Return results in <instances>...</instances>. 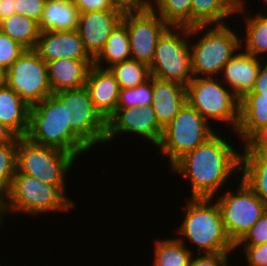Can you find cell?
<instances>
[{
    "instance_id": "cell-1",
    "label": "cell",
    "mask_w": 267,
    "mask_h": 266,
    "mask_svg": "<svg viewBox=\"0 0 267 266\" xmlns=\"http://www.w3.org/2000/svg\"><path fill=\"white\" fill-rule=\"evenodd\" d=\"M222 130L184 154L169 168L172 174L176 173L188 182L190 198L213 199L229 187L230 179V183H237L240 179L242 143L239 148L235 147L231 138L221 135Z\"/></svg>"
},
{
    "instance_id": "cell-2",
    "label": "cell",
    "mask_w": 267,
    "mask_h": 266,
    "mask_svg": "<svg viewBox=\"0 0 267 266\" xmlns=\"http://www.w3.org/2000/svg\"><path fill=\"white\" fill-rule=\"evenodd\" d=\"M185 201L176 238L195 254L235 253V244L226 233L216 201L209 198H187ZM190 244L195 245L196 250L193 246L191 249Z\"/></svg>"
},
{
    "instance_id": "cell-3",
    "label": "cell",
    "mask_w": 267,
    "mask_h": 266,
    "mask_svg": "<svg viewBox=\"0 0 267 266\" xmlns=\"http://www.w3.org/2000/svg\"><path fill=\"white\" fill-rule=\"evenodd\" d=\"M75 205L56 185L45 183L26 174H14L9 190L2 196L4 221L14 214L32 217L73 211ZM74 208V209H73ZM9 214V215H8ZM7 215V216H6Z\"/></svg>"
},
{
    "instance_id": "cell-4",
    "label": "cell",
    "mask_w": 267,
    "mask_h": 266,
    "mask_svg": "<svg viewBox=\"0 0 267 266\" xmlns=\"http://www.w3.org/2000/svg\"><path fill=\"white\" fill-rule=\"evenodd\" d=\"M230 24L189 27L194 77H219L224 65L241 49L237 31L241 28L233 29Z\"/></svg>"
},
{
    "instance_id": "cell-5",
    "label": "cell",
    "mask_w": 267,
    "mask_h": 266,
    "mask_svg": "<svg viewBox=\"0 0 267 266\" xmlns=\"http://www.w3.org/2000/svg\"><path fill=\"white\" fill-rule=\"evenodd\" d=\"M26 137L35 144L69 152L77 159L91 150L71 130L70 123H67L66 107L53 94L30 107Z\"/></svg>"
},
{
    "instance_id": "cell-6",
    "label": "cell",
    "mask_w": 267,
    "mask_h": 266,
    "mask_svg": "<svg viewBox=\"0 0 267 266\" xmlns=\"http://www.w3.org/2000/svg\"><path fill=\"white\" fill-rule=\"evenodd\" d=\"M186 102L211 125L220 122L234 135L239 124V99L218 77H193L186 86ZM226 124L228 126H226ZM228 127V128H227Z\"/></svg>"
},
{
    "instance_id": "cell-7",
    "label": "cell",
    "mask_w": 267,
    "mask_h": 266,
    "mask_svg": "<svg viewBox=\"0 0 267 266\" xmlns=\"http://www.w3.org/2000/svg\"><path fill=\"white\" fill-rule=\"evenodd\" d=\"M77 158L63 150L38 145L27 137H19L17 145V172L56 185L75 205L68 195L67 175L71 173Z\"/></svg>"
},
{
    "instance_id": "cell-8",
    "label": "cell",
    "mask_w": 267,
    "mask_h": 266,
    "mask_svg": "<svg viewBox=\"0 0 267 266\" xmlns=\"http://www.w3.org/2000/svg\"><path fill=\"white\" fill-rule=\"evenodd\" d=\"M195 108L187 102L175 118L163 128L155 149L168 158L170 168L184 154L207 141L217 131Z\"/></svg>"
},
{
    "instance_id": "cell-9",
    "label": "cell",
    "mask_w": 267,
    "mask_h": 266,
    "mask_svg": "<svg viewBox=\"0 0 267 266\" xmlns=\"http://www.w3.org/2000/svg\"><path fill=\"white\" fill-rule=\"evenodd\" d=\"M150 75L187 86L193 79L189 27L170 26L159 38Z\"/></svg>"
},
{
    "instance_id": "cell-10",
    "label": "cell",
    "mask_w": 267,
    "mask_h": 266,
    "mask_svg": "<svg viewBox=\"0 0 267 266\" xmlns=\"http://www.w3.org/2000/svg\"><path fill=\"white\" fill-rule=\"evenodd\" d=\"M238 182L236 190L229 186L222 195L213 198L219 206L226 233L234 244L258 221L265 208V203L241 177Z\"/></svg>"
},
{
    "instance_id": "cell-11",
    "label": "cell",
    "mask_w": 267,
    "mask_h": 266,
    "mask_svg": "<svg viewBox=\"0 0 267 266\" xmlns=\"http://www.w3.org/2000/svg\"><path fill=\"white\" fill-rule=\"evenodd\" d=\"M66 107L71 130L93 150L105 146L106 120L94 108L86 86L52 93Z\"/></svg>"
},
{
    "instance_id": "cell-12",
    "label": "cell",
    "mask_w": 267,
    "mask_h": 266,
    "mask_svg": "<svg viewBox=\"0 0 267 266\" xmlns=\"http://www.w3.org/2000/svg\"><path fill=\"white\" fill-rule=\"evenodd\" d=\"M5 84L32 107L52 95L47 64L34 51L26 50L6 71Z\"/></svg>"
},
{
    "instance_id": "cell-13",
    "label": "cell",
    "mask_w": 267,
    "mask_h": 266,
    "mask_svg": "<svg viewBox=\"0 0 267 266\" xmlns=\"http://www.w3.org/2000/svg\"><path fill=\"white\" fill-rule=\"evenodd\" d=\"M122 22L129 35L131 59L150 66L157 42L170 26L152 9L125 11Z\"/></svg>"
},
{
    "instance_id": "cell-14",
    "label": "cell",
    "mask_w": 267,
    "mask_h": 266,
    "mask_svg": "<svg viewBox=\"0 0 267 266\" xmlns=\"http://www.w3.org/2000/svg\"><path fill=\"white\" fill-rule=\"evenodd\" d=\"M163 132L152 106L141 108H116L106 121L105 145L116 141L120 135H134L147 140L154 148L158 145Z\"/></svg>"
},
{
    "instance_id": "cell-15",
    "label": "cell",
    "mask_w": 267,
    "mask_h": 266,
    "mask_svg": "<svg viewBox=\"0 0 267 266\" xmlns=\"http://www.w3.org/2000/svg\"><path fill=\"white\" fill-rule=\"evenodd\" d=\"M124 11L113 10L79 13L77 31L89 55L95 59L103 50L107 38L122 21Z\"/></svg>"
},
{
    "instance_id": "cell-16",
    "label": "cell",
    "mask_w": 267,
    "mask_h": 266,
    "mask_svg": "<svg viewBox=\"0 0 267 266\" xmlns=\"http://www.w3.org/2000/svg\"><path fill=\"white\" fill-rule=\"evenodd\" d=\"M34 51L45 61L60 58L94 60L75 30L42 31Z\"/></svg>"
},
{
    "instance_id": "cell-17",
    "label": "cell",
    "mask_w": 267,
    "mask_h": 266,
    "mask_svg": "<svg viewBox=\"0 0 267 266\" xmlns=\"http://www.w3.org/2000/svg\"><path fill=\"white\" fill-rule=\"evenodd\" d=\"M264 60L245 52L242 48L224 65L219 79L240 100L254 88Z\"/></svg>"
},
{
    "instance_id": "cell-18",
    "label": "cell",
    "mask_w": 267,
    "mask_h": 266,
    "mask_svg": "<svg viewBox=\"0 0 267 266\" xmlns=\"http://www.w3.org/2000/svg\"><path fill=\"white\" fill-rule=\"evenodd\" d=\"M86 88L94 108L107 121L116 111L120 86L109 68L93 65L87 77Z\"/></svg>"
},
{
    "instance_id": "cell-19",
    "label": "cell",
    "mask_w": 267,
    "mask_h": 266,
    "mask_svg": "<svg viewBox=\"0 0 267 266\" xmlns=\"http://www.w3.org/2000/svg\"><path fill=\"white\" fill-rule=\"evenodd\" d=\"M248 6L247 0H240L236 11V15H242L244 18L242 21L244 28L239 31L241 34L245 30L241 36V48L245 52L267 61L265 59L267 57V12L263 13V11L257 10L254 13L253 10H247L252 5Z\"/></svg>"
},
{
    "instance_id": "cell-20",
    "label": "cell",
    "mask_w": 267,
    "mask_h": 266,
    "mask_svg": "<svg viewBox=\"0 0 267 266\" xmlns=\"http://www.w3.org/2000/svg\"><path fill=\"white\" fill-rule=\"evenodd\" d=\"M52 93L84 87L94 60L60 58L46 62Z\"/></svg>"
},
{
    "instance_id": "cell-21",
    "label": "cell",
    "mask_w": 267,
    "mask_h": 266,
    "mask_svg": "<svg viewBox=\"0 0 267 266\" xmlns=\"http://www.w3.org/2000/svg\"><path fill=\"white\" fill-rule=\"evenodd\" d=\"M151 104L159 124L164 128L186 103V86L152 77Z\"/></svg>"
},
{
    "instance_id": "cell-22",
    "label": "cell",
    "mask_w": 267,
    "mask_h": 266,
    "mask_svg": "<svg viewBox=\"0 0 267 266\" xmlns=\"http://www.w3.org/2000/svg\"><path fill=\"white\" fill-rule=\"evenodd\" d=\"M267 129V96L246 94L239 100L236 138L246 144L259 131Z\"/></svg>"
},
{
    "instance_id": "cell-23",
    "label": "cell",
    "mask_w": 267,
    "mask_h": 266,
    "mask_svg": "<svg viewBox=\"0 0 267 266\" xmlns=\"http://www.w3.org/2000/svg\"><path fill=\"white\" fill-rule=\"evenodd\" d=\"M30 107L6 84L0 85V122L11 128L19 137L29 130Z\"/></svg>"
},
{
    "instance_id": "cell-24",
    "label": "cell",
    "mask_w": 267,
    "mask_h": 266,
    "mask_svg": "<svg viewBox=\"0 0 267 266\" xmlns=\"http://www.w3.org/2000/svg\"><path fill=\"white\" fill-rule=\"evenodd\" d=\"M239 2L240 0H191V27L228 24L226 21L232 20Z\"/></svg>"
},
{
    "instance_id": "cell-25",
    "label": "cell",
    "mask_w": 267,
    "mask_h": 266,
    "mask_svg": "<svg viewBox=\"0 0 267 266\" xmlns=\"http://www.w3.org/2000/svg\"><path fill=\"white\" fill-rule=\"evenodd\" d=\"M79 12L72 0H47L39 23L40 31L75 30Z\"/></svg>"
},
{
    "instance_id": "cell-26",
    "label": "cell",
    "mask_w": 267,
    "mask_h": 266,
    "mask_svg": "<svg viewBox=\"0 0 267 266\" xmlns=\"http://www.w3.org/2000/svg\"><path fill=\"white\" fill-rule=\"evenodd\" d=\"M240 177L267 204V154L241 153Z\"/></svg>"
},
{
    "instance_id": "cell-27",
    "label": "cell",
    "mask_w": 267,
    "mask_h": 266,
    "mask_svg": "<svg viewBox=\"0 0 267 266\" xmlns=\"http://www.w3.org/2000/svg\"><path fill=\"white\" fill-rule=\"evenodd\" d=\"M131 59L130 40L126 25L121 21L107 38L100 54L94 59L95 66L109 68L113 64Z\"/></svg>"
},
{
    "instance_id": "cell-28",
    "label": "cell",
    "mask_w": 267,
    "mask_h": 266,
    "mask_svg": "<svg viewBox=\"0 0 267 266\" xmlns=\"http://www.w3.org/2000/svg\"><path fill=\"white\" fill-rule=\"evenodd\" d=\"M151 266H190L194 253L175 236L155 238Z\"/></svg>"
},
{
    "instance_id": "cell-29",
    "label": "cell",
    "mask_w": 267,
    "mask_h": 266,
    "mask_svg": "<svg viewBox=\"0 0 267 266\" xmlns=\"http://www.w3.org/2000/svg\"><path fill=\"white\" fill-rule=\"evenodd\" d=\"M0 30L27 50H34L40 36L39 23L21 14L0 21Z\"/></svg>"
},
{
    "instance_id": "cell-30",
    "label": "cell",
    "mask_w": 267,
    "mask_h": 266,
    "mask_svg": "<svg viewBox=\"0 0 267 266\" xmlns=\"http://www.w3.org/2000/svg\"><path fill=\"white\" fill-rule=\"evenodd\" d=\"M151 9L169 26L191 27V0H154Z\"/></svg>"
},
{
    "instance_id": "cell-31",
    "label": "cell",
    "mask_w": 267,
    "mask_h": 266,
    "mask_svg": "<svg viewBox=\"0 0 267 266\" xmlns=\"http://www.w3.org/2000/svg\"><path fill=\"white\" fill-rule=\"evenodd\" d=\"M109 69L114 74L120 89L135 88L151 77L149 66L135 59L115 63Z\"/></svg>"
},
{
    "instance_id": "cell-32",
    "label": "cell",
    "mask_w": 267,
    "mask_h": 266,
    "mask_svg": "<svg viewBox=\"0 0 267 266\" xmlns=\"http://www.w3.org/2000/svg\"><path fill=\"white\" fill-rule=\"evenodd\" d=\"M18 142L0 143V196L10 188L14 174L17 171Z\"/></svg>"
},
{
    "instance_id": "cell-33",
    "label": "cell",
    "mask_w": 267,
    "mask_h": 266,
    "mask_svg": "<svg viewBox=\"0 0 267 266\" xmlns=\"http://www.w3.org/2000/svg\"><path fill=\"white\" fill-rule=\"evenodd\" d=\"M152 76L135 88L120 89L116 108H141L150 106L152 99Z\"/></svg>"
},
{
    "instance_id": "cell-34",
    "label": "cell",
    "mask_w": 267,
    "mask_h": 266,
    "mask_svg": "<svg viewBox=\"0 0 267 266\" xmlns=\"http://www.w3.org/2000/svg\"><path fill=\"white\" fill-rule=\"evenodd\" d=\"M21 44L11 39L0 30V67L7 71L26 51Z\"/></svg>"
},
{
    "instance_id": "cell-35",
    "label": "cell",
    "mask_w": 267,
    "mask_h": 266,
    "mask_svg": "<svg viewBox=\"0 0 267 266\" xmlns=\"http://www.w3.org/2000/svg\"><path fill=\"white\" fill-rule=\"evenodd\" d=\"M267 243V218L263 214L235 246H255Z\"/></svg>"
},
{
    "instance_id": "cell-36",
    "label": "cell",
    "mask_w": 267,
    "mask_h": 266,
    "mask_svg": "<svg viewBox=\"0 0 267 266\" xmlns=\"http://www.w3.org/2000/svg\"><path fill=\"white\" fill-rule=\"evenodd\" d=\"M239 249L244 254L246 266H267V243L255 246H235L236 253Z\"/></svg>"
},
{
    "instance_id": "cell-37",
    "label": "cell",
    "mask_w": 267,
    "mask_h": 266,
    "mask_svg": "<svg viewBox=\"0 0 267 266\" xmlns=\"http://www.w3.org/2000/svg\"><path fill=\"white\" fill-rule=\"evenodd\" d=\"M47 0H16V14H21L40 23Z\"/></svg>"
},
{
    "instance_id": "cell-38",
    "label": "cell",
    "mask_w": 267,
    "mask_h": 266,
    "mask_svg": "<svg viewBox=\"0 0 267 266\" xmlns=\"http://www.w3.org/2000/svg\"><path fill=\"white\" fill-rule=\"evenodd\" d=\"M234 253H205L193 255L190 266H231ZM231 256V257H230Z\"/></svg>"
},
{
    "instance_id": "cell-39",
    "label": "cell",
    "mask_w": 267,
    "mask_h": 266,
    "mask_svg": "<svg viewBox=\"0 0 267 266\" xmlns=\"http://www.w3.org/2000/svg\"><path fill=\"white\" fill-rule=\"evenodd\" d=\"M79 13L113 10L116 6L111 0H72Z\"/></svg>"
},
{
    "instance_id": "cell-40",
    "label": "cell",
    "mask_w": 267,
    "mask_h": 266,
    "mask_svg": "<svg viewBox=\"0 0 267 266\" xmlns=\"http://www.w3.org/2000/svg\"><path fill=\"white\" fill-rule=\"evenodd\" d=\"M241 153L267 154V129L259 131L246 144H243Z\"/></svg>"
},
{
    "instance_id": "cell-41",
    "label": "cell",
    "mask_w": 267,
    "mask_h": 266,
    "mask_svg": "<svg viewBox=\"0 0 267 266\" xmlns=\"http://www.w3.org/2000/svg\"><path fill=\"white\" fill-rule=\"evenodd\" d=\"M112 3L125 11H142L151 9L154 0H111Z\"/></svg>"
},
{
    "instance_id": "cell-42",
    "label": "cell",
    "mask_w": 267,
    "mask_h": 266,
    "mask_svg": "<svg viewBox=\"0 0 267 266\" xmlns=\"http://www.w3.org/2000/svg\"><path fill=\"white\" fill-rule=\"evenodd\" d=\"M247 94H261L267 96V61L262 63L254 88Z\"/></svg>"
},
{
    "instance_id": "cell-43",
    "label": "cell",
    "mask_w": 267,
    "mask_h": 266,
    "mask_svg": "<svg viewBox=\"0 0 267 266\" xmlns=\"http://www.w3.org/2000/svg\"><path fill=\"white\" fill-rule=\"evenodd\" d=\"M16 0H0V21L15 14Z\"/></svg>"
},
{
    "instance_id": "cell-44",
    "label": "cell",
    "mask_w": 267,
    "mask_h": 266,
    "mask_svg": "<svg viewBox=\"0 0 267 266\" xmlns=\"http://www.w3.org/2000/svg\"><path fill=\"white\" fill-rule=\"evenodd\" d=\"M18 138L11 128L0 122V143L18 142Z\"/></svg>"
},
{
    "instance_id": "cell-45",
    "label": "cell",
    "mask_w": 267,
    "mask_h": 266,
    "mask_svg": "<svg viewBox=\"0 0 267 266\" xmlns=\"http://www.w3.org/2000/svg\"><path fill=\"white\" fill-rule=\"evenodd\" d=\"M5 74L6 71L0 67V85L5 84Z\"/></svg>"
},
{
    "instance_id": "cell-46",
    "label": "cell",
    "mask_w": 267,
    "mask_h": 266,
    "mask_svg": "<svg viewBox=\"0 0 267 266\" xmlns=\"http://www.w3.org/2000/svg\"><path fill=\"white\" fill-rule=\"evenodd\" d=\"M4 222L5 221L2 214V197L0 196V227H2L5 224Z\"/></svg>"
},
{
    "instance_id": "cell-47",
    "label": "cell",
    "mask_w": 267,
    "mask_h": 266,
    "mask_svg": "<svg viewBox=\"0 0 267 266\" xmlns=\"http://www.w3.org/2000/svg\"><path fill=\"white\" fill-rule=\"evenodd\" d=\"M258 1H259V2H258L259 4H261L260 2H262V1H263L262 3L264 4V5H263L264 7H263V6L261 7V9L264 8V10L262 9L261 11L264 12L265 9H266V11H267V0H262V1H261V0H258ZM265 5H266V6H265Z\"/></svg>"
},
{
    "instance_id": "cell-48",
    "label": "cell",
    "mask_w": 267,
    "mask_h": 266,
    "mask_svg": "<svg viewBox=\"0 0 267 266\" xmlns=\"http://www.w3.org/2000/svg\"><path fill=\"white\" fill-rule=\"evenodd\" d=\"M264 215H265V217L267 218V204H265Z\"/></svg>"
},
{
    "instance_id": "cell-49",
    "label": "cell",
    "mask_w": 267,
    "mask_h": 266,
    "mask_svg": "<svg viewBox=\"0 0 267 266\" xmlns=\"http://www.w3.org/2000/svg\"><path fill=\"white\" fill-rule=\"evenodd\" d=\"M1 260V264H0V266H7V264L6 265H2V259H0Z\"/></svg>"
}]
</instances>
